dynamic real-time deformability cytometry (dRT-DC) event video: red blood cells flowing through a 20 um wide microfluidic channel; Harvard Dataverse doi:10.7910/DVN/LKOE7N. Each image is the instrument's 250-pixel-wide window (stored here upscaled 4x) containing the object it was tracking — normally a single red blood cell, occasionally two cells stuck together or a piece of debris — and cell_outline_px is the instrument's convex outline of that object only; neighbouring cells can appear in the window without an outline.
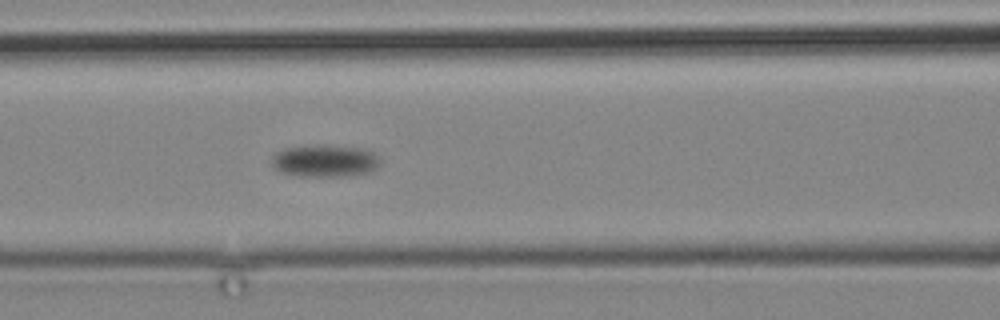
{"species": "common noctule bat (a hibernating species)", "species_latin": "Nyctalus noctula", "temperature_condition": "cold", "stored_images_in_passage": 15, "camera_frame_rate_fps": 3000, "um_per_image_px": 0.085, "animal": {"sex": "male", "body_mass_g": 19.2, "forearm_length_mm": 51.8}, "frame": {"image": 1, "passage_image": 15, "time_ms": 17.667, "image_size_px": [1000, 320], "cell_outline_px": [[380, 164], [376, 168], [368, 172], [340, 176], [300, 176], [284, 172], [276, 168], [272, 164], [272, 156], [276, 152], [284, 148], [308, 144], [324, 144], [364, 148], [376, 152], [380, 160]], "centroid_in_image_um": [27.64, 13.63], "position_along_channel_um": 139.0, "area_um2": 20.63}}